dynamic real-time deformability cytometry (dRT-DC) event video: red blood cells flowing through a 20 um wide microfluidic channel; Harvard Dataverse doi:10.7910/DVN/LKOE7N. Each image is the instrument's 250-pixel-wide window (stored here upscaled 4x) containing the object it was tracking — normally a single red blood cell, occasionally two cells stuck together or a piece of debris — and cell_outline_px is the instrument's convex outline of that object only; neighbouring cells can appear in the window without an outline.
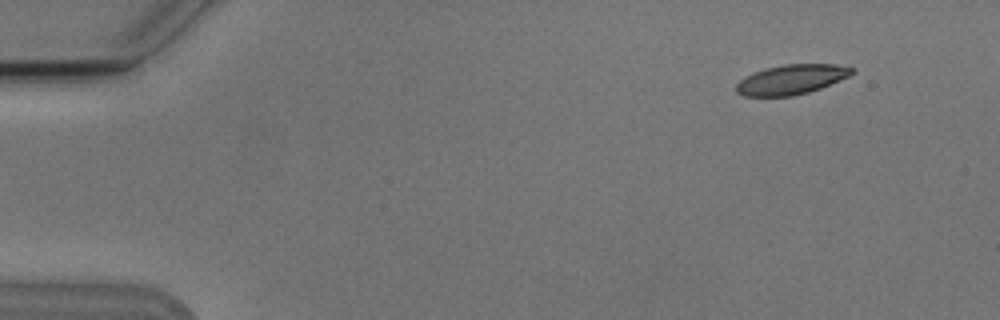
{"species": "Egyptian fruit bat (a non-hibernating species)", "species_latin": "Rousettus aegyptiacus", "temperature_condition": "cold", "stored_images_in_passage": 5, "camera_frame_rate_fps": 3000, "um_per_image_px": 0.085, "animal": {"sex": "male"}, "frame": {"image": 1, "passage_image": 1, "time_ms": 0.0, "image_size_px": [1000, 320], "cell_outline_px": [[856, 72], [848, 76], [820, 88], [808, 92], [792, 96], [744, 96], [736, 92], [736, 84], [740, 80], [764, 68], [784, 64], [836, 64], [856, 68]], "centroid_in_image_um": [67.29, 6.75], "position_along_channel_um": 17.7, "area_um2": 19.94}}
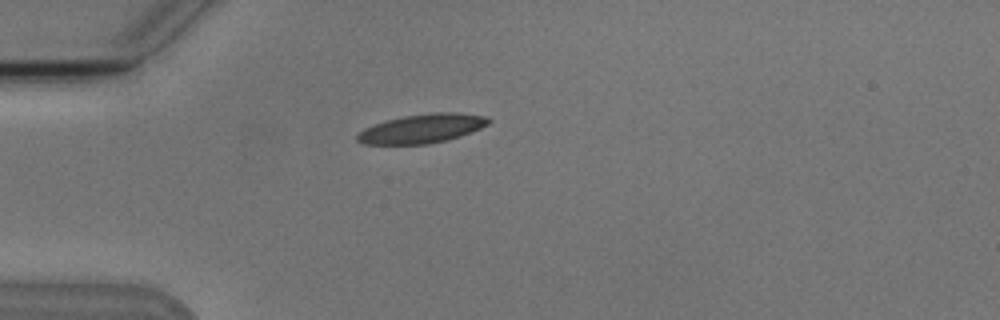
{"frame": {"image": 2, "passage_image": 4, "time_ms": 3.333, "image_size_px": [1000, 320], "cell_outline_px": [[492, 120], [488, 124], [480, 128], [460, 136], [448, 140], [428, 144], [364, 144], [356, 140], [356, 136], [364, 128], [388, 120], [404, 116], [436, 112], [456, 112], [484, 116]], "centroid_in_image_um": [35.88, 10.93], "position_along_channel_um": 49.1, "area_um2": 21.96}}